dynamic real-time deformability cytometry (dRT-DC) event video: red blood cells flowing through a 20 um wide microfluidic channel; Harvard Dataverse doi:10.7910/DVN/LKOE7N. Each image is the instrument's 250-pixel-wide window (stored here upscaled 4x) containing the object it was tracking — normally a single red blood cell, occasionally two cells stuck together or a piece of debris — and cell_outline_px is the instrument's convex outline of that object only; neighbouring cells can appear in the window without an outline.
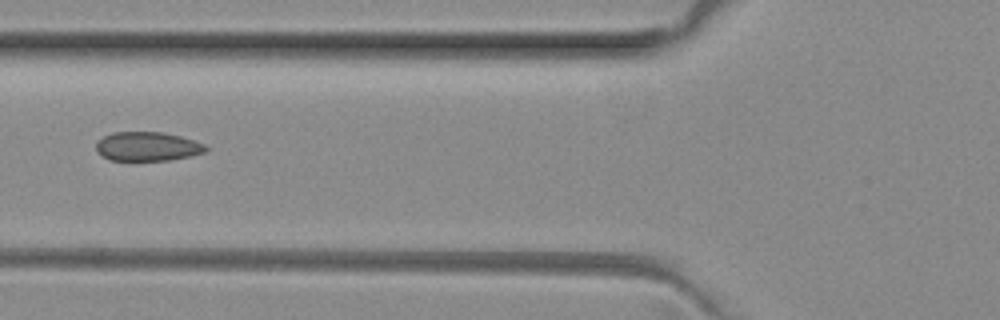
{"species": "common noctule bat (a hibernating species)", "species_latin": "Nyctalus noctula", "temperature_condition": "room temperature", "stored_images_in_passage": 6, "camera_frame_rate_fps": 3000, "um_per_image_px": 0.085, "animal": {"sex": "female", "body_mass_g": 29.2, "forearm_length_mm": 56.3}, "frame": {"image": 1, "passage_image": 5, "time_ms": 1.333, "image_size_px": [1000, 320], "cell_outline_px": [[208, 148], [204, 152], [188, 156], [168, 160], [108, 160], [96, 148], [96, 140], [112, 132], [164, 132], [180, 136], [204, 144]], "centroid_in_image_um": [12.5, 12.43], "position_along_channel_um": 113.3, "area_um2": 18.38}}
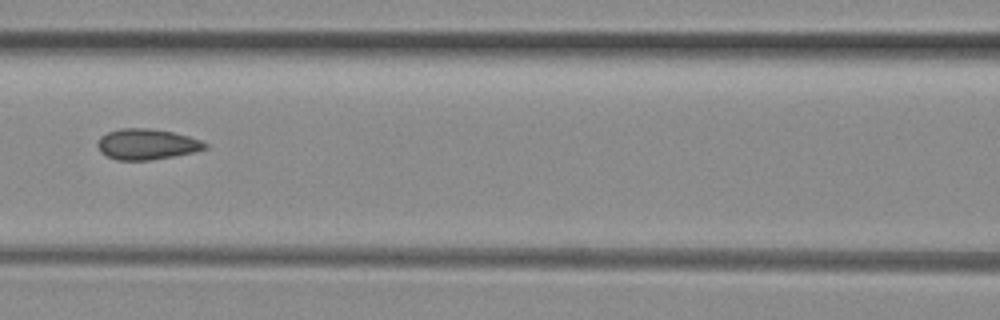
{"frame": {"image": 2, "passage_image": 6, "time_ms": 1.667, "image_size_px": [1000, 320], "cell_outline_px": [[208, 148], [192, 152], [172, 156], [148, 160], [116, 160], [100, 152], [96, 144], [100, 136], [108, 132], [120, 128], [152, 128], [172, 132], [188, 136], [200, 140], [208, 144]], "centroid_in_image_um": [12.45, 12.25], "position_along_channel_um": 154.2, "area_um2": 19.19}}